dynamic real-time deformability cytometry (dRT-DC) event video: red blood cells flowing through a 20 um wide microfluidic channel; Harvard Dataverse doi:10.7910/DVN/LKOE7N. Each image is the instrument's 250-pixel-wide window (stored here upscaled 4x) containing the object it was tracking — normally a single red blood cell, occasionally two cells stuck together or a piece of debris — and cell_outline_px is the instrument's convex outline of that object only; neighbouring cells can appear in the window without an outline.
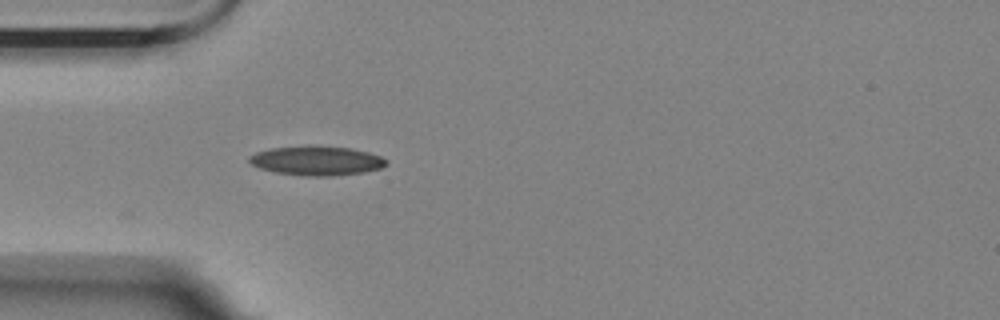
{"species": "Egyptian fruit bat (a non-hibernating species)", "species_latin": "Rousettus aegyptiacus", "temperature_condition": "room temperature", "stored_images_in_passage": 34, "camera_frame_rate_fps": 3000, "um_per_image_px": 0.085, "animal": {"sex": "female"}, "frame": {"image": 1, "passage_image": 1, "time_ms": 0.0, "image_size_px": [1000, 320], "cell_outline_px": [[388, 164], [380, 168], [364, 172], [328, 176], [308, 176], [276, 172], [260, 168], [252, 164], [248, 160], [248, 156], [256, 152], [272, 148], [308, 144], [312, 144], [348, 148], [368, 152], [380, 156]], "centroid_in_image_um": [26.88, 13.64], "position_along_channel_um": 58.1, "area_um2": 23.47}}
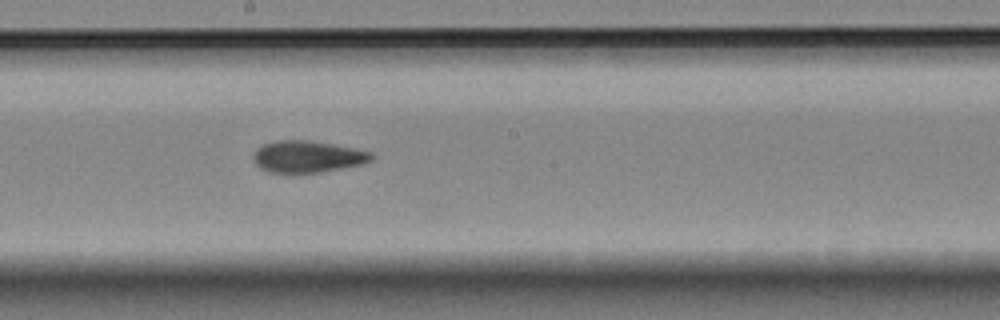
{"frame": {"image": 2, "passage_image": 15, "time_ms": 4.667, "image_size_px": [1000, 320], "cell_outline_px": [[372, 160], [364, 164], [320, 172], [268, 172], [260, 168], [252, 160], [252, 152], [256, 148], [264, 144], [276, 140], [308, 140], [332, 144], [372, 152]], "centroid_in_image_um": [26.09, 13.31], "position_along_channel_um": 222.1, "area_um2": 21.85}}
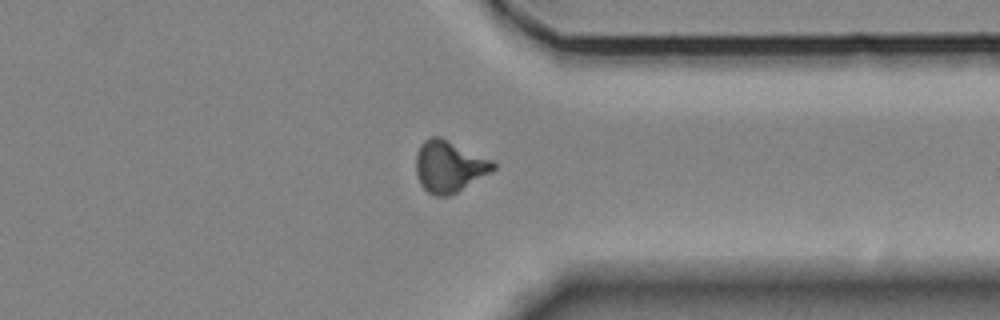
{"frame": {"image": 3, "passage_image": 28, "time_ms": 9.0, "image_size_px": [1000, 320], "cell_outline_px": [[496, 168], [492, 172], [456, 192], [448, 196], [436, 196], [428, 192], [420, 184], [416, 176], [416, 156], [420, 144], [424, 140], [432, 136], [440, 136], [492, 160], [496, 164]], "centroid_in_image_um": [38.17, 14.14], "position_along_channel_um": 373.2, "area_um2": 23.18}, "authors_computed_cell_mechanics": {"area_um2": 22.1085, "velocity_mm_per_s": 3.5479, "shape_relaxation_time_tau1_ms": 5.7959, "shape_relaxation_time_tau2_ms": 1.7164, "deformation_change_tau1": 0.1599, "deformation_change_tau2": 0.0767}}